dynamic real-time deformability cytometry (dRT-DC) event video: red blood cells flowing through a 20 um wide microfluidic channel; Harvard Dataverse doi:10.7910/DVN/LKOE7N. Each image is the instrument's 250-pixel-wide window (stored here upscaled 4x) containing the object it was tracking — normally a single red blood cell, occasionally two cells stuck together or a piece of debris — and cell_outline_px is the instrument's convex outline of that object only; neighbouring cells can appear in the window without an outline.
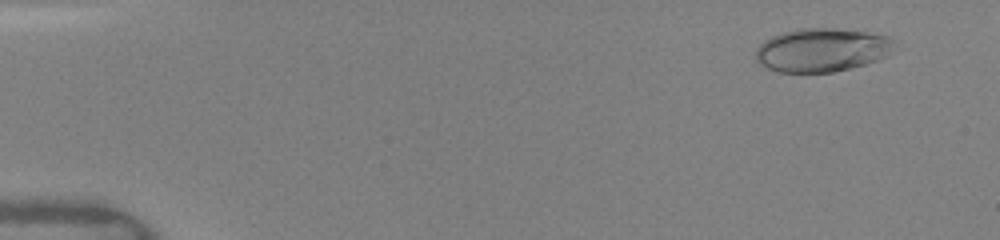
{"species": "human", "species_latin": "Homo sapiens", "temperature_condition": "warm", "stored_images_in_passage": 10, "camera_frame_rate_fps": 3000, "um_per_image_px": 0.085, "donor": {"sex": "female"}, "frame": {"image": 1, "passage_image": 4, "time_ms": 1.0, "image_size_px": [1000, 240], "cell_outline_px": [[892, 52], [888, 56], [864, 64], [832, 72], [776, 72], [764, 68], [756, 60], [756, 48], [764, 40], [772, 36], [784, 32], [800, 28], [832, 28], [864, 32], [888, 36], [892, 40]], "centroid_in_image_um": [69.81, 4.26], "position_along_channel_um": 15.2, "area_um2": 35.03}}